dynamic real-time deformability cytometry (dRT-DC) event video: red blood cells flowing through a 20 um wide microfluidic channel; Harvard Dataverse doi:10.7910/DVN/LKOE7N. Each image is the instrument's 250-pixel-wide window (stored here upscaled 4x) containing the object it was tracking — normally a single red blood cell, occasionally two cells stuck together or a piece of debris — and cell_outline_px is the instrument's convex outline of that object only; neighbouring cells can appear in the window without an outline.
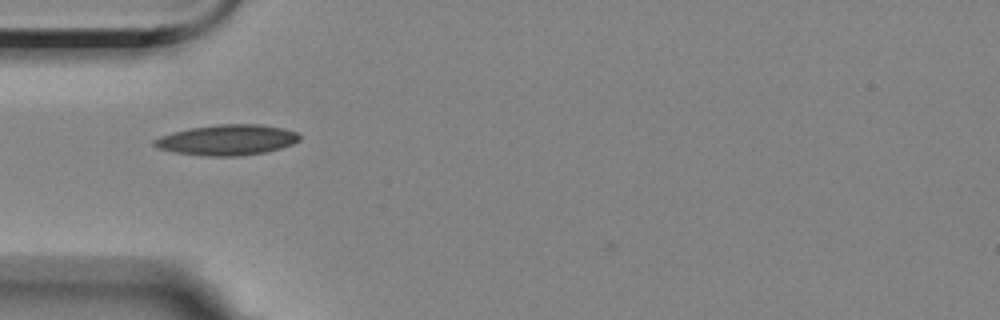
{"species": "Egyptian fruit bat (a non-hibernating species)", "species_latin": "Rousettus aegyptiacus", "temperature_condition": "room temperature", "stored_images_in_passage": 41, "camera_frame_rate_fps": 3000, "um_per_image_px": 0.085, "animal": {"sex": "female"}, "frame": {"image": 1, "passage_image": 2, "time_ms": 0.333, "image_size_px": [1000, 320], "cell_outline_px": [[300, 140], [292, 144], [280, 148], [264, 152], [240, 156], [208, 156], [176, 152], [156, 148], [152, 144], [152, 140], [160, 136], [172, 132], [192, 128], [220, 124], [260, 124], [280, 128], [296, 132], [300, 136]], "centroid_in_image_um": [19.28, 11.89], "position_along_channel_um": 65.7, "area_um2": 25.66}}
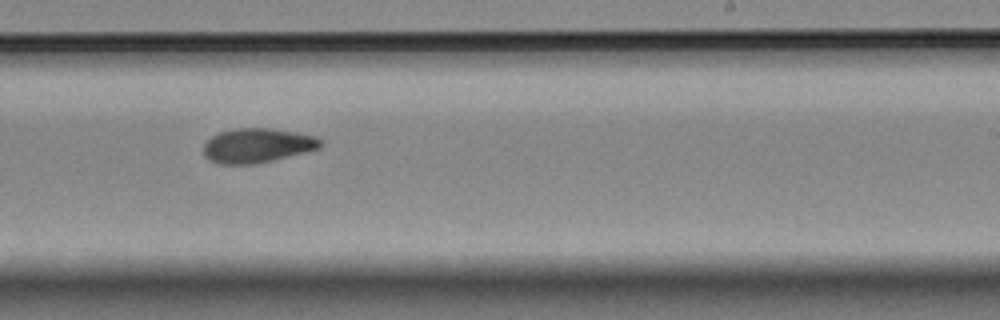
{"frame": {"image": 2, "passage_image": 19, "time_ms": 6.0, "image_size_px": [1000, 320], "cell_outline_px": [[324, 144], [320, 148], [272, 160], [252, 164], [216, 164], [208, 160], [204, 156], [204, 144], [212, 136], [220, 132], [232, 128], [272, 128], [296, 132], [316, 136]], "centroid_in_image_um": [21.85, 12.36], "position_along_channel_um": 267.2, "area_um2": 23.52}}
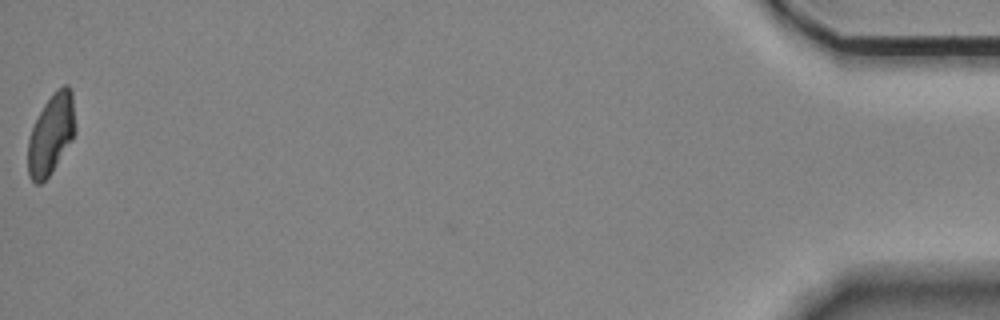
{"frame": {"image": 3, "passage_image": 41, "time_ms": 13.333, "image_size_px": [1000, 320], "cell_outline_px": [[76, 132], [72, 140], [52, 172], [40, 184], [36, 184], [28, 176], [28, 140], [32, 128], [44, 104], [52, 92], [64, 84], [68, 84], [72, 88], [76, 128]], "centroid_in_image_um": [4.37, 11.37], "position_along_channel_um": 430.8, "area_um2": 22.37}, "authors_computed_cell_mechanics": {"area_um2": 23.0622, "velocity_mm_per_s": 3.5449, "shape_relaxation_time_tau1_ms": 7.6506, "shape_relaxation_time_tau2_ms": 8.1174, "deformation_change_tau1": 0.1782, "deformation_change_tau2": 0.1365}}